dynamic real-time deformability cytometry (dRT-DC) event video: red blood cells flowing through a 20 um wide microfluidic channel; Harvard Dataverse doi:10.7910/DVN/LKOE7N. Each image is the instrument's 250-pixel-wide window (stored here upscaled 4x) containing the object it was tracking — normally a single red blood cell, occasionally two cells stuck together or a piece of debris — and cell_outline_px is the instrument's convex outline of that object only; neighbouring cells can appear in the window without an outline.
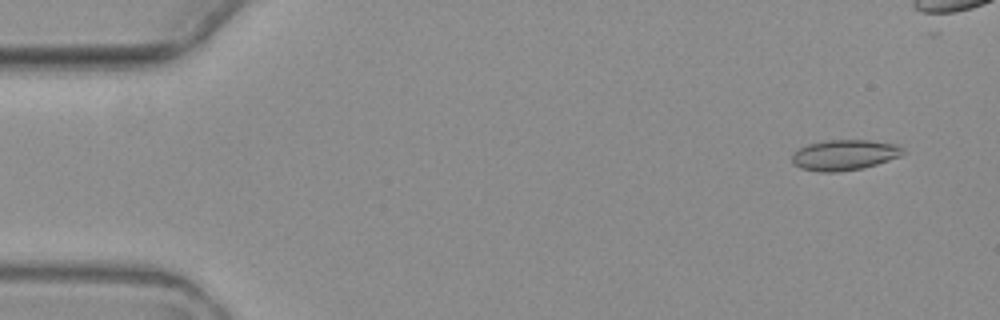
{"species": "common noctule bat (a hibernating species)", "species_latin": "Nyctalus noctula", "temperature_condition": "warm", "stored_images_in_passage": 9, "camera_frame_rate_fps": 3000, "um_per_image_px": 0.085, "animal": {"sex": "female", "body_mass_g": 19.3, "forearm_length_mm": 54.1}, "frame": {"image": 1, "passage_image": 1, "time_ms": 0.0, "image_size_px": [1000, 320], "cell_outline_px": [[908, 152], [900, 156], [864, 168], [840, 172], [820, 172], [800, 168], [792, 164], [792, 156], [800, 148], [808, 144], [824, 140], [872, 140], [900, 144]], "centroid_in_image_um": [71.83, 13.17], "position_along_channel_um": 13.2, "area_um2": 20.06}}
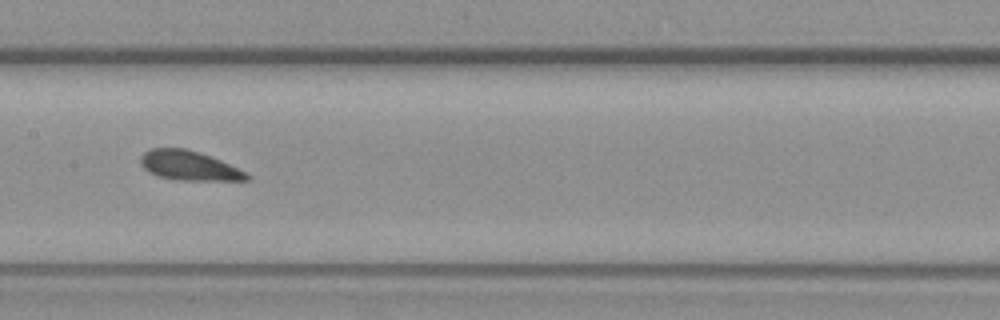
{"frame": {"image": 2, "passage_image": 8, "time_ms": 8.333, "image_size_px": [1000, 320], "cell_outline_px": [[252, 176], [248, 180], [180, 180], [156, 176], [148, 172], [140, 164], [140, 156], [144, 152], [152, 148], [188, 148], [220, 160]], "centroid_in_image_um": [16.01, 14.07], "position_along_channel_um": 191.4, "area_um2": 18.15}}
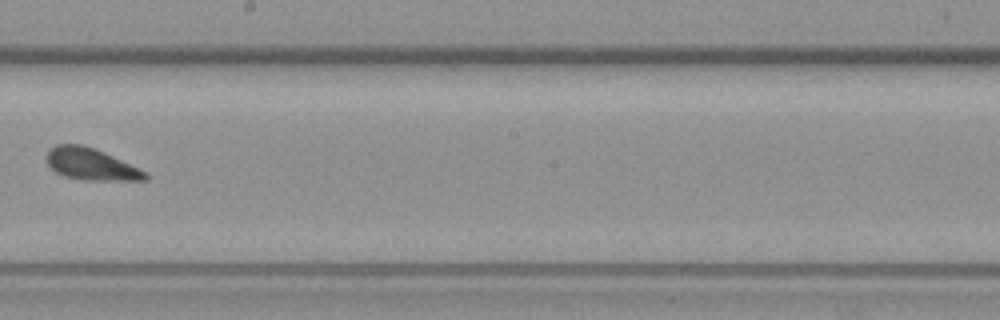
{"frame": {"image": 3, "passage_image": 9, "time_ms": 9.667, "image_size_px": [1000, 320], "cell_outline_px": [[148, 180], [84, 180], [64, 176], [56, 172], [48, 164], [44, 156], [48, 148], [56, 144], [84, 144], [112, 156], [144, 172], [148, 176]], "centroid_in_image_um": [7.63, 13.94], "position_along_channel_um": 240.6, "area_um2": 18.09}}